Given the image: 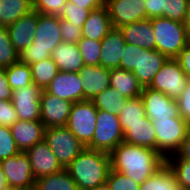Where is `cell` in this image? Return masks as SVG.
Masks as SVG:
<instances>
[{"label": "cell", "instance_id": "obj_1", "mask_svg": "<svg viewBox=\"0 0 190 190\" xmlns=\"http://www.w3.org/2000/svg\"><path fill=\"white\" fill-rule=\"evenodd\" d=\"M109 155L111 170L125 174L138 184H142L166 164V159L158 151L125 141Z\"/></svg>", "mask_w": 190, "mask_h": 190}, {"label": "cell", "instance_id": "obj_2", "mask_svg": "<svg viewBox=\"0 0 190 190\" xmlns=\"http://www.w3.org/2000/svg\"><path fill=\"white\" fill-rule=\"evenodd\" d=\"M79 190H90L107 181L110 165L109 153L85 149L66 168Z\"/></svg>", "mask_w": 190, "mask_h": 190}, {"label": "cell", "instance_id": "obj_3", "mask_svg": "<svg viewBox=\"0 0 190 190\" xmlns=\"http://www.w3.org/2000/svg\"><path fill=\"white\" fill-rule=\"evenodd\" d=\"M63 42L58 15H44L38 13L37 30L32 44L19 54V61L31 65L51 58L54 48Z\"/></svg>", "mask_w": 190, "mask_h": 190}, {"label": "cell", "instance_id": "obj_4", "mask_svg": "<svg viewBox=\"0 0 190 190\" xmlns=\"http://www.w3.org/2000/svg\"><path fill=\"white\" fill-rule=\"evenodd\" d=\"M156 50L167 58H176L190 42V37L183 22L165 17L151 18Z\"/></svg>", "mask_w": 190, "mask_h": 190}, {"label": "cell", "instance_id": "obj_5", "mask_svg": "<svg viewBox=\"0 0 190 190\" xmlns=\"http://www.w3.org/2000/svg\"><path fill=\"white\" fill-rule=\"evenodd\" d=\"M44 140L63 169L86 149L66 126L46 128Z\"/></svg>", "mask_w": 190, "mask_h": 190}, {"label": "cell", "instance_id": "obj_6", "mask_svg": "<svg viewBox=\"0 0 190 190\" xmlns=\"http://www.w3.org/2000/svg\"><path fill=\"white\" fill-rule=\"evenodd\" d=\"M123 141L124 133L118 115L98 110L95 132L86 148L110 154Z\"/></svg>", "mask_w": 190, "mask_h": 190}, {"label": "cell", "instance_id": "obj_7", "mask_svg": "<svg viewBox=\"0 0 190 190\" xmlns=\"http://www.w3.org/2000/svg\"><path fill=\"white\" fill-rule=\"evenodd\" d=\"M152 124L156 132V151L165 159L179 149L190 127L181 117L158 119Z\"/></svg>", "mask_w": 190, "mask_h": 190}, {"label": "cell", "instance_id": "obj_8", "mask_svg": "<svg viewBox=\"0 0 190 190\" xmlns=\"http://www.w3.org/2000/svg\"><path fill=\"white\" fill-rule=\"evenodd\" d=\"M98 109L91 100L73 103L66 127L86 147L93 138Z\"/></svg>", "mask_w": 190, "mask_h": 190}, {"label": "cell", "instance_id": "obj_9", "mask_svg": "<svg viewBox=\"0 0 190 190\" xmlns=\"http://www.w3.org/2000/svg\"><path fill=\"white\" fill-rule=\"evenodd\" d=\"M189 79L180 67L179 62L175 58H168L155 74L149 88L177 99L183 92Z\"/></svg>", "mask_w": 190, "mask_h": 190}, {"label": "cell", "instance_id": "obj_10", "mask_svg": "<svg viewBox=\"0 0 190 190\" xmlns=\"http://www.w3.org/2000/svg\"><path fill=\"white\" fill-rule=\"evenodd\" d=\"M0 166L4 171L8 185L24 190L35 187L31 164L25 152L20 151L17 155L0 161Z\"/></svg>", "mask_w": 190, "mask_h": 190}, {"label": "cell", "instance_id": "obj_11", "mask_svg": "<svg viewBox=\"0 0 190 190\" xmlns=\"http://www.w3.org/2000/svg\"><path fill=\"white\" fill-rule=\"evenodd\" d=\"M140 97L144 103L145 114L151 121L180 117L176 99L163 92L143 87Z\"/></svg>", "mask_w": 190, "mask_h": 190}, {"label": "cell", "instance_id": "obj_12", "mask_svg": "<svg viewBox=\"0 0 190 190\" xmlns=\"http://www.w3.org/2000/svg\"><path fill=\"white\" fill-rule=\"evenodd\" d=\"M144 0H105L113 28L146 20Z\"/></svg>", "mask_w": 190, "mask_h": 190}, {"label": "cell", "instance_id": "obj_13", "mask_svg": "<svg viewBox=\"0 0 190 190\" xmlns=\"http://www.w3.org/2000/svg\"><path fill=\"white\" fill-rule=\"evenodd\" d=\"M42 89L32 83L25 88L12 91L11 102L19 120L40 121V97Z\"/></svg>", "mask_w": 190, "mask_h": 190}, {"label": "cell", "instance_id": "obj_14", "mask_svg": "<svg viewBox=\"0 0 190 190\" xmlns=\"http://www.w3.org/2000/svg\"><path fill=\"white\" fill-rule=\"evenodd\" d=\"M73 103L42 90L40 97V121L45 126H66Z\"/></svg>", "mask_w": 190, "mask_h": 190}, {"label": "cell", "instance_id": "obj_15", "mask_svg": "<svg viewBox=\"0 0 190 190\" xmlns=\"http://www.w3.org/2000/svg\"><path fill=\"white\" fill-rule=\"evenodd\" d=\"M25 153L29 158L35 180L43 176L57 173L63 169L45 140L36 143L26 150Z\"/></svg>", "mask_w": 190, "mask_h": 190}, {"label": "cell", "instance_id": "obj_16", "mask_svg": "<svg viewBox=\"0 0 190 190\" xmlns=\"http://www.w3.org/2000/svg\"><path fill=\"white\" fill-rule=\"evenodd\" d=\"M45 91L72 103L83 101V85L78 72L59 71Z\"/></svg>", "mask_w": 190, "mask_h": 190}, {"label": "cell", "instance_id": "obj_17", "mask_svg": "<svg viewBox=\"0 0 190 190\" xmlns=\"http://www.w3.org/2000/svg\"><path fill=\"white\" fill-rule=\"evenodd\" d=\"M38 25V12L31 10L28 14L19 18L13 24L7 26V31L11 43L15 50L20 54L28 48L32 42Z\"/></svg>", "mask_w": 190, "mask_h": 190}, {"label": "cell", "instance_id": "obj_18", "mask_svg": "<svg viewBox=\"0 0 190 190\" xmlns=\"http://www.w3.org/2000/svg\"><path fill=\"white\" fill-rule=\"evenodd\" d=\"M78 73L83 85V100L93 99L110 86V69L101 65H84Z\"/></svg>", "mask_w": 190, "mask_h": 190}, {"label": "cell", "instance_id": "obj_19", "mask_svg": "<svg viewBox=\"0 0 190 190\" xmlns=\"http://www.w3.org/2000/svg\"><path fill=\"white\" fill-rule=\"evenodd\" d=\"M45 129L41 121L24 120H18L10 127L16 146L22 152L43 141Z\"/></svg>", "mask_w": 190, "mask_h": 190}, {"label": "cell", "instance_id": "obj_20", "mask_svg": "<svg viewBox=\"0 0 190 190\" xmlns=\"http://www.w3.org/2000/svg\"><path fill=\"white\" fill-rule=\"evenodd\" d=\"M126 41L119 28H112L101 41L100 65L107 69L120 68Z\"/></svg>", "mask_w": 190, "mask_h": 190}, {"label": "cell", "instance_id": "obj_21", "mask_svg": "<svg viewBox=\"0 0 190 190\" xmlns=\"http://www.w3.org/2000/svg\"><path fill=\"white\" fill-rule=\"evenodd\" d=\"M167 59L168 58L158 50L142 48V51H140L138 69L133 71V74L142 87L150 86L155 74L160 70Z\"/></svg>", "mask_w": 190, "mask_h": 190}, {"label": "cell", "instance_id": "obj_22", "mask_svg": "<svg viewBox=\"0 0 190 190\" xmlns=\"http://www.w3.org/2000/svg\"><path fill=\"white\" fill-rule=\"evenodd\" d=\"M126 43L156 50V42L151 20H141L119 28Z\"/></svg>", "mask_w": 190, "mask_h": 190}, {"label": "cell", "instance_id": "obj_23", "mask_svg": "<svg viewBox=\"0 0 190 190\" xmlns=\"http://www.w3.org/2000/svg\"><path fill=\"white\" fill-rule=\"evenodd\" d=\"M112 28L109 11L104 4L89 12L88 18L82 26V37L102 41Z\"/></svg>", "mask_w": 190, "mask_h": 190}, {"label": "cell", "instance_id": "obj_24", "mask_svg": "<svg viewBox=\"0 0 190 190\" xmlns=\"http://www.w3.org/2000/svg\"><path fill=\"white\" fill-rule=\"evenodd\" d=\"M124 141L156 150V132L152 121L145 116L140 122L126 123Z\"/></svg>", "mask_w": 190, "mask_h": 190}, {"label": "cell", "instance_id": "obj_25", "mask_svg": "<svg viewBox=\"0 0 190 190\" xmlns=\"http://www.w3.org/2000/svg\"><path fill=\"white\" fill-rule=\"evenodd\" d=\"M51 58L62 72H79L84 67L82 56L75 43H59L54 48Z\"/></svg>", "mask_w": 190, "mask_h": 190}, {"label": "cell", "instance_id": "obj_26", "mask_svg": "<svg viewBox=\"0 0 190 190\" xmlns=\"http://www.w3.org/2000/svg\"><path fill=\"white\" fill-rule=\"evenodd\" d=\"M110 87L128 99L140 97L143 90L133 72L122 68L110 69Z\"/></svg>", "mask_w": 190, "mask_h": 190}, {"label": "cell", "instance_id": "obj_27", "mask_svg": "<svg viewBox=\"0 0 190 190\" xmlns=\"http://www.w3.org/2000/svg\"><path fill=\"white\" fill-rule=\"evenodd\" d=\"M33 10L32 0H0V25L8 26Z\"/></svg>", "mask_w": 190, "mask_h": 190}, {"label": "cell", "instance_id": "obj_28", "mask_svg": "<svg viewBox=\"0 0 190 190\" xmlns=\"http://www.w3.org/2000/svg\"><path fill=\"white\" fill-rule=\"evenodd\" d=\"M36 190H79L67 169L35 180Z\"/></svg>", "mask_w": 190, "mask_h": 190}, {"label": "cell", "instance_id": "obj_29", "mask_svg": "<svg viewBox=\"0 0 190 190\" xmlns=\"http://www.w3.org/2000/svg\"><path fill=\"white\" fill-rule=\"evenodd\" d=\"M128 98L112 87H108L100 94L91 99V102L98 110L108 112L113 115H119L127 102Z\"/></svg>", "mask_w": 190, "mask_h": 190}, {"label": "cell", "instance_id": "obj_30", "mask_svg": "<svg viewBox=\"0 0 190 190\" xmlns=\"http://www.w3.org/2000/svg\"><path fill=\"white\" fill-rule=\"evenodd\" d=\"M30 66L33 83L45 90L58 74L59 69L52 58L33 63Z\"/></svg>", "mask_w": 190, "mask_h": 190}, {"label": "cell", "instance_id": "obj_31", "mask_svg": "<svg viewBox=\"0 0 190 190\" xmlns=\"http://www.w3.org/2000/svg\"><path fill=\"white\" fill-rule=\"evenodd\" d=\"M8 83L12 90L25 88L33 83L30 66L20 61L4 67Z\"/></svg>", "mask_w": 190, "mask_h": 190}, {"label": "cell", "instance_id": "obj_32", "mask_svg": "<svg viewBox=\"0 0 190 190\" xmlns=\"http://www.w3.org/2000/svg\"><path fill=\"white\" fill-rule=\"evenodd\" d=\"M145 116V107L142 98L128 99L118 115L123 133L126 131V123L140 122Z\"/></svg>", "mask_w": 190, "mask_h": 190}, {"label": "cell", "instance_id": "obj_33", "mask_svg": "<svg viewBox=\"0 0 190 190\" xmlns=\"http://www.w3.org/2000/svg\"><path fill=\"white\" fill-rule=\"evenodd\" d=\"M19 61V53L11 43L7 26L0 25V68L11 66Z\"/></svg>", "mask_w": 190, "mask_h": 190}, {"label": "cell", "instance_id": "obj_34", "mask_svg": "<svg viewBox=\"0 0 190 190\" xmlns=\"http://www.w3.org/2000/svg\"><path fill=\"white\" fill-rule=\"evenodd\" d=\"M78 50L82 56L84 65H100L101 41H95L82 37L77 43Z\"/></svg>", "mask_w": 190, "mask_h": 190}, {"label": "cell", "instance_id": "obj_35", "mask_svg": "<svg viewBox=\"0 0 190 190\" xmlns=\"http://www.w3.org/2000/svg\"><path fill=\"white\" fill-rule=\"evenodd\" d=\"M174 177L172 170L165 164L156 173L140 184V190H168V183Z\"/></svg>", "mask_w": 190, "mask_h": 190}, {"label": "cell", "instance_id": "obj_36", "mask_svg": "<svg viewBox=\"0 0 190 190\" xmlns=\"http://www.w3.org/2000/svg\"><path fill=\"white\" fill-rule=\"evenodd\" d=\"M166 164L172 170L177 184L190 190V159L166 158Z\"/></svg>", "mask_w": 190, "mask_h": 190}, {"label": "cell", "instance_id": "obj_37", "mask_svg": "<svg viewBox=\"0 0 190 190\" xmlns=\"http://www.w3.org/2000/svg\"><path fill=\"white\" fill-rule=\"evenodd\" d=\"M189 0H161V17L184 22Z\"/></svg>", "mask_w": 190, "mask_h": 190}, {"label": "cell", "instance_id": "obj_38", "mask_svg": "<svg viewBox=\"0 0 190 190\" xmlns=\"http://www.w3.org/2000/svg\"><path fill=\"white\" fill-rule=\"evenodd\" d=\"M89 12V9H83V7H79L75 3L66 2L59 18L71 22L77 27H82L88 18Z\"/></svg>", "mask_w": 190, "mask_h": 190}, {"label": "cell", "instance_id": "obj_39", "mask_svg": "<svg viewBox=\"0 0 190 190\" xmlns=\"http://www.w3.org/2000/svg\"><path fill=\"white\" fill-rule=\"evenodd\" d=\"M106 182L112 190H140V184L125 174L111 169Z\"/></svg>", "mask_w": 190, "mask_h": 190}, {"label": "cell", "instance_id": "obj_40", "mask_svg": "<svg viewBox=\"0 0 190 190\" xmlns=\"http://www.w3.org/2000/svg\"><path fill=\"white\" fill-rule=\"evenodd\" d=\"M19 152L10 127L0 126V161L17 155Z\"/></svg>", "mask_w": 190, "mask_h": 190}, {"label": "cell", "instance_id": "obj_41", "mask_svg": "<svg viewBox=\"0 0 190 190\" xmlns=\"http://www.w3.org/2000/svg\"><path fill=\"white\" fill-rule=\"evenodd\" d=\"M140 51H142V48L139 46L126 43L120 59V68L131 72L138 69Z\"/></svg>", "mask_w": 190, "mask_h": 190}, {"label": "cell", "instance_id": "obj_42", "mask_svg": "<svg viewBox=\"0 0 190 190\" xmlns=\"http://www.w3.org/2000/svg\"><path fill=\"white\" fill-rule=\"evenodd\" d=\"M33 10L44 15H60L67 0H32Z\"/></svg>", "mask_w": 190, "mask_h": 190}, {"label": "cell", "instance_id": "obj_43", "mask_svg": "<svg viewBox=\"0 0 190 190\" xmlns=\"http://www.w3.org/2000/svg\"><path fill=\"white\" fill-rule=\"evenodd\" d=\"M60 30L63 42L77 44L82 38V27L60 18Z\"/></svg>", "mask_w": 190, "mask_h": 190}, {"label": "cell", "instance_id": "obj_44", "mask_svg": "<svg viewBox=\"0 0 190 190\" xmlns=\"http://www.w3.org/2000/svg\"><path fill=\"white\" fill-rule=\"evenodd\" d=\"M19 120L11 100H0V126L11 127Z\"/></svg>", "mask_w": 190, "mask_h": 190}, {"label": "cell", "instance_id": "obj_45", "mask_svg": "<svg viewBox=\"0 0 190 190\" xmlns=\"http://www.w3.org/2000/svg\"><path fill=\"white\" fill-rule=\"evenodd\" d=\"M176 102L179 116L190 125V79Z\"/></svg>", "mask_w": 190, "mask_h": 190}, {"label": "cell", "instance_id": "obj_46", "mask_svg": "<svg viewBox=\"0 0 190 190\" xmlns=\"http://www.w3.org/2000/svg\"><path fill=\"white\" fill-rule=\"evenodd\" d=\"M186 76L190 78V42L181 50L175 58Z\"/></svg>", "mask_w": 190, "mask_h": 190}, {"label": "cell", "instance_id": "obj_47", "mask_svg": "<svg viewBox=\"0 0 190 190\" xmlns=\"http://www.w3.org/2000/svg\"><path fill=\"white\" fill-rule=\"evenodd\" d=\"M12 91L8 83L5 68H0V100H11Z\"/></svg>", "mask_w": 190, "mask_h": 190}, {"label": "cell", "instance_id": "obj_48", "mask_svg": "<svg viewBox=\"0 0 190 190\" xmlns=\"http://www.w3.org/2000/svg\"><path fill=\"white\" fill-rule=\"evenodd\" d=\"M167 158H185L190 159V127L187 131L186 138L182 141L179 149L175 154L170 155Z\"/></svg>", "mask_w": 190, "mask_h": 190}, {"label": "cell", "instance_id": "obj_49", "mask_svg": "<svg viewBox=\"0 0 190 190\" xmlns=\"http://www.w3.org/2000/svg\"><path fill=\"white\" fill-rule=\"evenodd\" d=\"M147 19L161 17V0H144Z\"/></svg>", "mask_w": 190, "mask_h": 190}, {"label": "cell", "instance_id": "obj_50", "mask_svg": "<svg viewBox=\"0 0 190 190\" xmlns=\"http://www.w3.org/2000/svg\"><path fill=\"white\" fill-rule=\"evenodd\" d=\"M67 2L75 3L79 7H83V9L92 11L103 6L105 0H67Z\"/></svg>", "mask_w": 190, "mask_h": 190}, {"label": "cell", "instance_id": "obj_51", "mask_svg": "<svg viewBox=\"0 0 190 190\" xmlns=\"http://www.w3.org/2000/svg\"><path fill=\"white\" fill-rule=\"evenodd\" d=\"M186 30H187V33L190 37V0H189V5H188V9L186 11V16H185V20L183 22Z\"/></svg>", "mask_w": 190, "mask_h": 190}, {"label": "cell", "instance_id": "obj_52", "mask_svg": "<svg viewBox=\"0 0 190 190\" xmlns=\"http://www.w3.org/2000/svg\"><path fill=\"white\" fill-rule=\"evenodd\" d=\"M168 190H188V189H185L182 185L177 184L176 178L174 177V178L168 183Z\"/></svg>", "mask_w": 190, "mask_h": 190}, {"label": "cell", "instance_id": "obj_53", "mask_svg": "<svg viewBox=\"0 0 190 190\" xmlns=\"http://www.w3.org/2000/svg\"><path fill=\"white\" fill-rule=\"evenodd\" d=\"M8 186L4 171L0 166V190H4Z\"/></svg>", "mask_w": 190, "mask_h": 190}, {"label": "cell", "instance_id": "obj_54", "mask_svg": "<svg viewBox=\"0 0 190 190\" xmlns=\"http://www.w3.org/2000/svg\"><path fill=\"white\" fill-rule=\"evenodd\" d=\"M90 190H112V189L109 187L108 183L105 182L104 184H101L95 187L94 189H90Z\"/></svg>", "mask_w": 190, "mask_h": 190}, {"label": "cell", "instance_id": "obj_55", "mask_svg": "<svg viewBox=\"0 0 190 190\" xmlns=\"http://www.w3.org/2000/svg\"><path fill=\"white\" fill-rule=\"evenodd\" d=\"M4 190H24V189L8 185Z\"/></svg>", "mask_w": 190, "mask_h": 190}]
</instances>
